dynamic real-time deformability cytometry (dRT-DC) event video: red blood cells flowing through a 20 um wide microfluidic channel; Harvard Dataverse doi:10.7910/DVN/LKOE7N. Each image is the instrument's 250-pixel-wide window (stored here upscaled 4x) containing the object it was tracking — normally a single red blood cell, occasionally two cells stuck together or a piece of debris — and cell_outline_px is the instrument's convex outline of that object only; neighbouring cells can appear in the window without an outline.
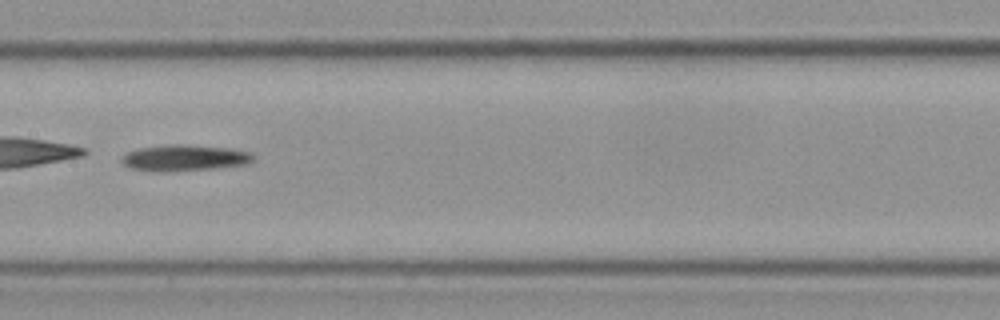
{"species": "Egyptian fruit bat (a non-hibernating species)", "species_latin": "Rousettus aegyptiacus", "temperature_condition": "cold", "stored_images_in_passage": 49, "camera_frame_rate_fps": 3000, "um_per_image_px": 0.085, "frame": {"image": 1, "passage_image": 21, "time_ms": 6.667, "image_size_px": [1000, 320], "cell_outline_px": [[252, 160], [248, 164], [216, 168], [164, 172], [156, 172], [132, 168], [124, 164], [120, 160], [128, 152], [140, 148], [168, 144], [180, 144], [232, 148], [252, 152]], "centroid_in_image_um": [15.7, 13.42], "position_along_channel_um": 191.7, "area_um2": 20.06}}
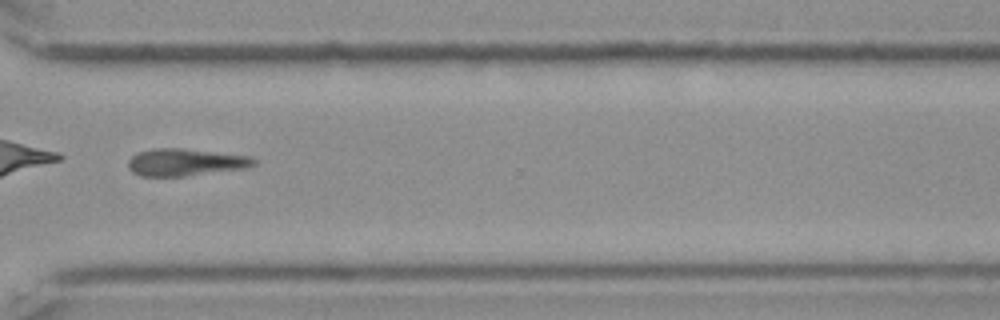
{"frame": {"image": 2, "passage_image": 35, "time_ms": 11.333, "image_size_px": [1000, 320], "cell_outline_px": [[256, 164], [244, 168], [184, 176], [140, 176], [132, 172], [128, 168], [128, 160], [136, 152], [152, 148], [180, 148], [252, 156], [256, 160]], "centroid_in_image_um": [15.72, 13.78], "position_along_channel_um": 354.9, "area_um2": 19.94}}
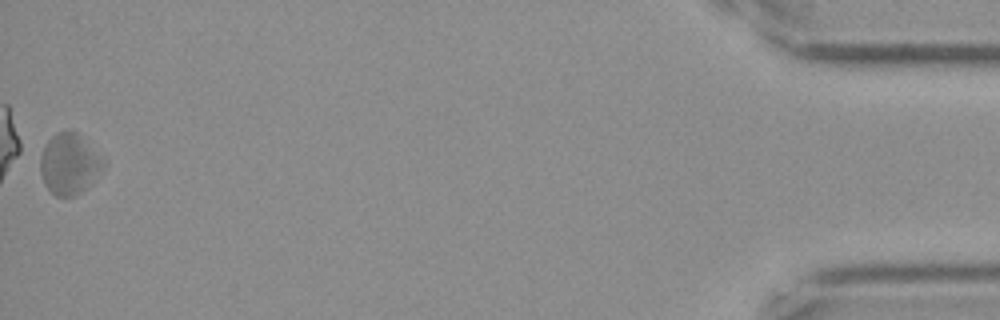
{"frame": {"image": 3, "passage_image": 49, "time_ms": 16.0, "image_size_px": [1000, 320], "cell_outline_px": [[104, 164], [84, 188], [80, 192], [72, 196], [56, 196], [44, 184], [40, 172], [40, 156], [48, 140], [56, 132], [68, 128], [76, 132], [104, 160]], "centroid_in_image_um": [5.81, 13.89], "position_along_channel_um": 429.4, "area_um2": 21.68}, "authors_computed_cell_mechanics": {"area_um2": 20.519, "velocity_mm_per_s": 3.4999, "shape_relaxation_time_tau1_ms": 1.1066, "shape_relaxation_time_tau2_ms": null, "deformation_change_tau1": 0.1852, "deformation_change_tau2": null}}